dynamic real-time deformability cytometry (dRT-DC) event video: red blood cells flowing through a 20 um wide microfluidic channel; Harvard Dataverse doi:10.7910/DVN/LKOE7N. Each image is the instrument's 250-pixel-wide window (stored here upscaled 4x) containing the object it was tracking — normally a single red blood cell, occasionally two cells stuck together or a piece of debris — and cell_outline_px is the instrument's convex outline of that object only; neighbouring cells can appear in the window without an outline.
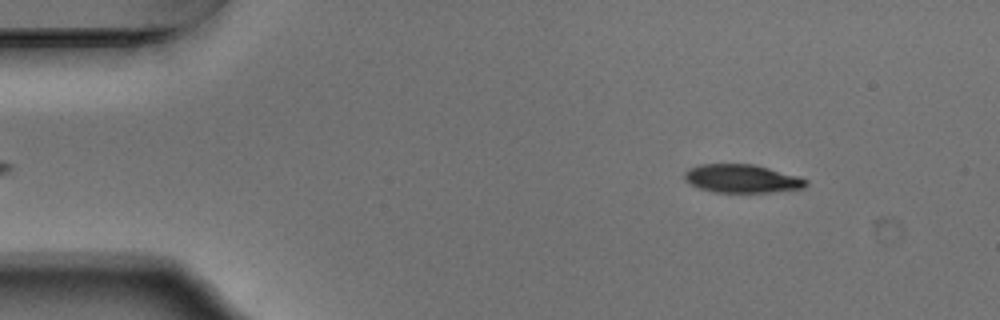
{"species": "Egyptian fruit bat (a non-hibernating species)", "species_latin": "Rousettus aegyptiacus", "temperature_condition": "warm", "stored_images_in_passage": 51, "camera_frame_rate_fps": 3000, "um_per_image_px": 0.085, "animal": {"sex": "male"}, "frame": {"image": 1, "passage_image": 4, "time_ms": 1.0, "image_size_px": [1000, 320], "cell_outline_px": [[808, 184], [804, 188], [772, 192], [716, 192], [700, 188], [684, 180], [684, 172], [688, 168], [700, 164], [756, 164], [800, 176], [808, 180]], "centroid_in_image_um": [63.1, 15.17], "position_along_channel_um": 21.9, "area_um2": 20.23}}
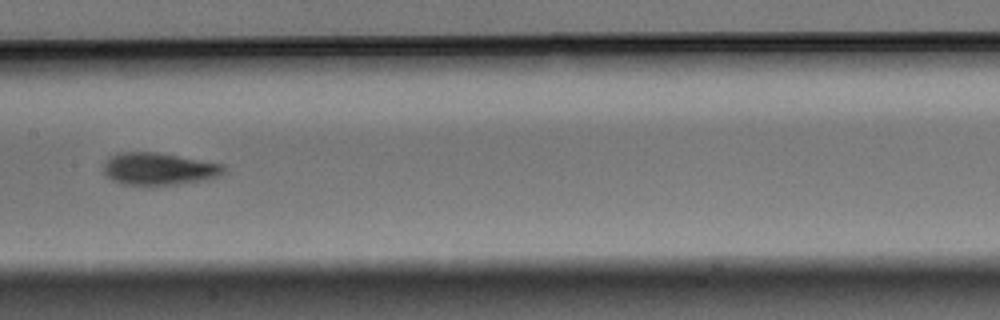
{"frame": {"image": 2, "passage_image": 24, "time_ms": 7.667, "image_size_px": [1000, 320], "cell_outline_px": [[224, 172], [220, 176], [204, 180], [180, 184], [120, 184], [112, 180], [104, 172], [104, 164], [108, 156], [120, 152], [156, 152], [224, 164]], "centroid_in_image_um": [13.5, 14.34], "position_along_channel_um": 193.9, "area_um2": 22.48}}
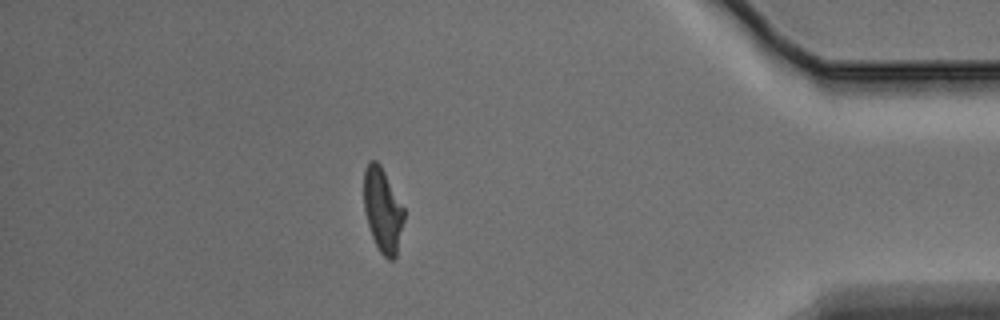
{"frame": {"image": 3, "passage_image": 44, "time_ms": 14.333, "image_size_px": [1000, 320], "cell_outline_px": [[404, 220], [396, 256], [392, 260], [388, 260], [380, 252], [372, 236], [368, 224], [364, 208], [364, 168], [368, 160], [376, 160], [380, 164], [404, 208]], "centroid_in_image_um": [32.52, 17.84], "position_along_channel_um": 402.7, "area_um2": 19.59}, "authors_computed_cell_mechanics": {"area_um2": 21.3282, "velocity_mm_per_s": 3.7505, "shape_relaxation_time_tau1_ms": 3.5496, "shape_relaxation_time_tau2_ms": 2.9784, "deformation_change_tau1": 0.1437, "deformation_change_tau2": 0.0814}}